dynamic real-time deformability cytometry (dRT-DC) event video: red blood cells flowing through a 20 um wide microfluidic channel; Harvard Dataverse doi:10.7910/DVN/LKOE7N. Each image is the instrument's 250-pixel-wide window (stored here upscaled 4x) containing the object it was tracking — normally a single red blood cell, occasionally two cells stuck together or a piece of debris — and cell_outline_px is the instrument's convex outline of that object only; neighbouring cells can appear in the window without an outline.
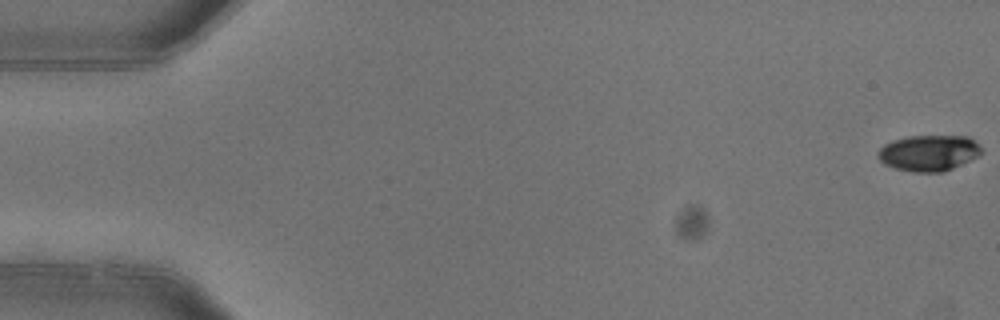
{"species": "common noctule bat (a hibernating species)", "species_latin": "Nyctalus noctula", "temperature_condition": "warm", "stored_images_in_passage": 5, "camera_frame_rate_fps": 3000, "um_per_image_px": 0.085, "animal": {"sex": "female"}, "frame": {"image": 1, "passage_image": 1, "time_ms": 0.0, "image_size_px": [1000, 320], "cell_outline_px": [[980, 152], [976, 156], [944, 172], [912, 172], [896, 168], [884, 164], [876, 156], [876, 152], [884, 144], [892, 140], [908, 136], [968, 136], [980, 148]], "centroid_in_image_um": [78.86, 13.0], "position_along_channel_um": 6.1, "area_um2": 21.44}}
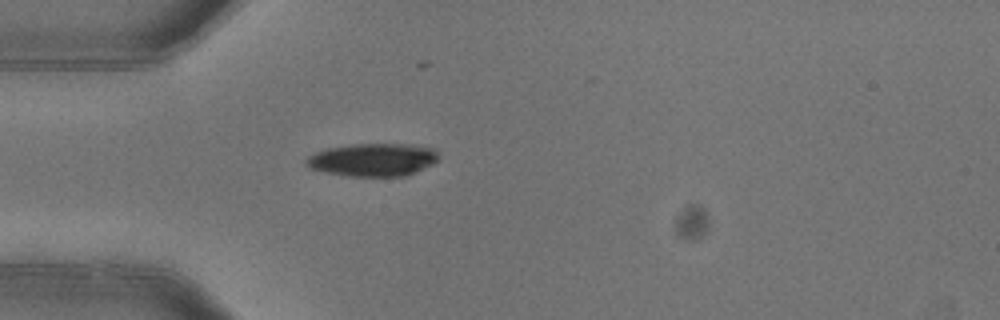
{"frame": {"image": 2, "passage_image": 5, "time_ms": 1.333, "image_size_px": [1000, 320], "cell_outline_px": [[436, 160], [432, 164], [408, 176], [344, 176], [324, 172], [308, 168], [304, 164], [304, 160], [308, 156], [316, 152], [328, 148], [352, 144], [408, 144], [436, 148]], "centroid_in_image_um": [31.65, 13.58], "position_along_channel_um": 53.4, "area_um2": 25.55}}